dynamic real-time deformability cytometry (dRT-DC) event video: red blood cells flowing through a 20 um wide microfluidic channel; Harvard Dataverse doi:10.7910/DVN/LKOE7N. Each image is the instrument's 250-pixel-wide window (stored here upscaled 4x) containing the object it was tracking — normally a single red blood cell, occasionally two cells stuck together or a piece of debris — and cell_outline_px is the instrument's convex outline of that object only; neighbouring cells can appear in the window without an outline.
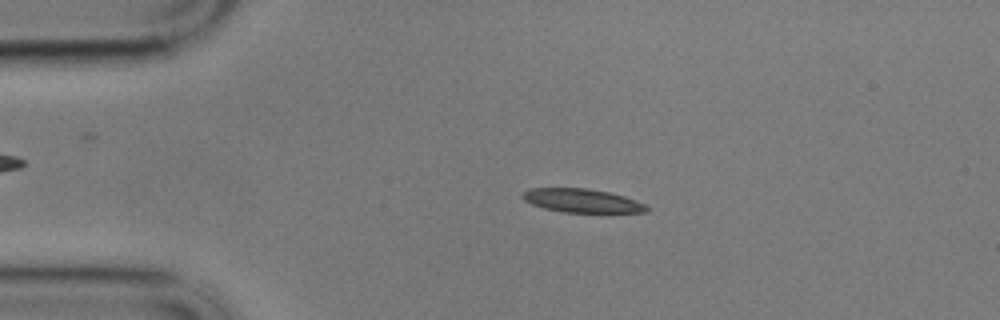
{"species": "common noctule bat (a hibernating species)", "species_latin": "Nyctalus noctula", "temperature_condition": "cold", "stored_images_in_passage": 57, "camera_frame_rate_fps": 3000, "um_per_image_px": 0.085, "animal": {"sex": "male", "body_mass_g": 17.9}, "frame": {"image": 1, "passage_image": 11, "time_ms": 3.333, "image_size_px": [1000, 320], "cell_outline_px": [[652, 208], [648, 212], [564, 212], [544, 208], [532, 204], [524, 200], [520, 196], [528, 188], [584, 188], [608, 192], [624, 196], [636, 200]], "centroid_in_image_um": [49.47, 17.05], "position_along_channel_um": 35.5, "area_um2": 17.05}}
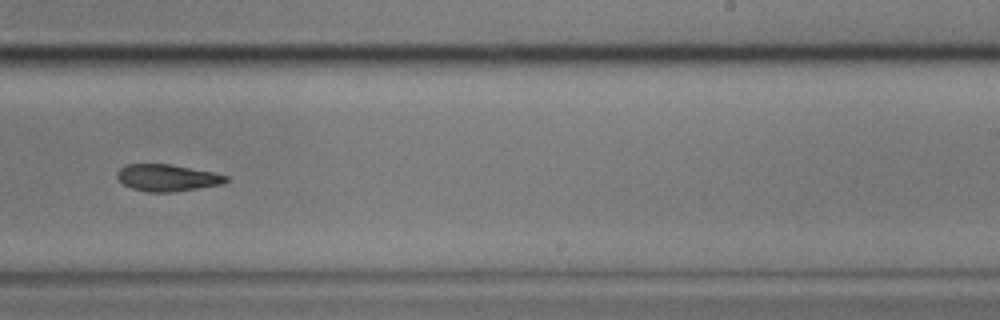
{"frame": {"image": 2, "passage_image": 35, "time_ms": 11.333, "image_size_px": [1000, 320], "cell_outline_px": [[228, 180], [224, 184], [172, 192], [148, 192], [132, 188], [124, 184], [116, 176], [116, 172], [124, 164], [168, 164], [212, 172], [228, 176]], "centroid_in_image_um": [14.2, 15.11], "position_along_channel_um": 274.8, "area_um2": 16.94}}
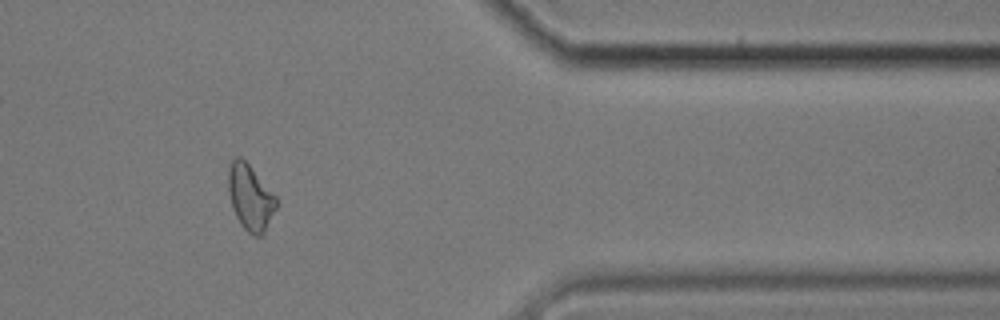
{"frame": {"image": 3, "passage_image": 47, "time_ms": 15.333, "image_size_px": [1000, 320], "cell_outline_px": [[276, 208], [264, 232], [260, 236], [256, 236], [248, 232], [240, 224], [232, 208], [228, 192], [228, 164], [236, 156], [240, 156], [248, 164], [276, 196]], "centroid_in_image_um": [21.24, 16.76], "position_along_channel_um": 390.2, "area_um2": 18.21}}